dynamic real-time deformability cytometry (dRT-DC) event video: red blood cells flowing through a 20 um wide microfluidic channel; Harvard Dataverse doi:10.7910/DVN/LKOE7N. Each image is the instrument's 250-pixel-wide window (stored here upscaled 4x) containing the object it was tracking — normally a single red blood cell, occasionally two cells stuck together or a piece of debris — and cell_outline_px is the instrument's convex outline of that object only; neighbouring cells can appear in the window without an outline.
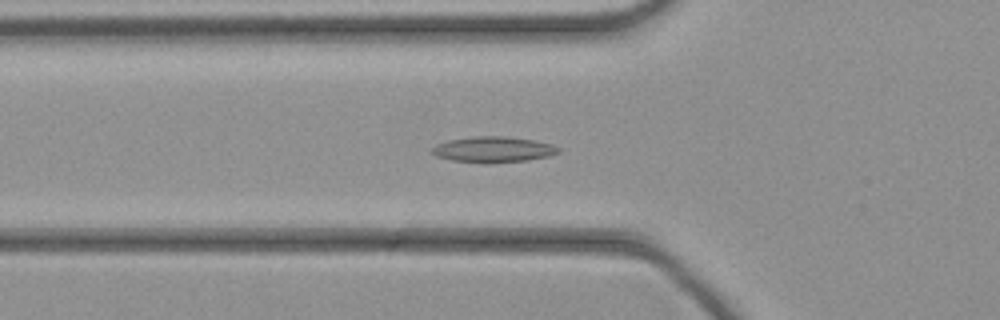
{"species": "common noctule bat (a hibernating species)", "species_latin": "Nyctalus noctula", "temperature_condition": "cold", "stored_images_in_passage": 45, "camera_frame_rate_fps": 3000, "um_per_image_px": 0.085, "animal": {"sex": "female", "body_mass_g": 21.9}, "frame": {"image": 1, "passage_image": 15, "time_ms": 4.667, "image_size_px": [1000, 320], "cell_outline_px": [[560, 152], [548, 156], [528, 160], [488, 164], [484, 164], [452, 160], [436, 156], [432, 152], [432, 148], [436, 144], [448, 140], [472, 136], [504, 136], [536, 140], [552, 144], [560, 148]], "centroid_in_image_um": [41.94, 12.71], "position_along_channel_um": 83.9, "area_um2": 19.25}}
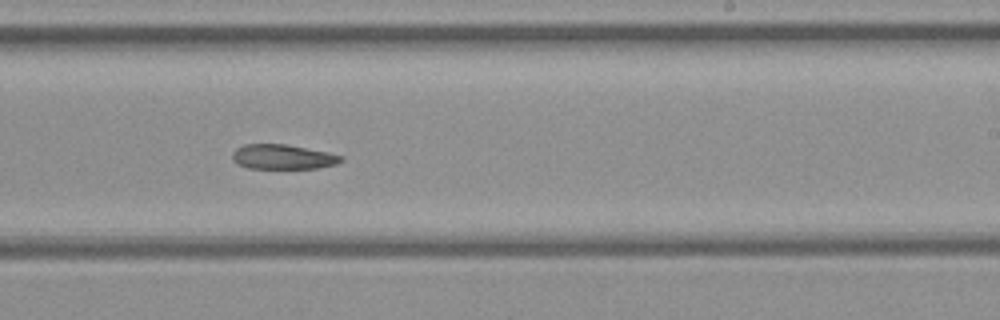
{"frame": {"image": 2, "passage_image": 27, "time_ms": 8.667, "image_size_px": [1000, 320], "cell_outline_px": [[344, 160], [336, 164], [320, 168], [248, 168], [236, 164], [232, 160], [232, 152], [236, 148], [244, 144], [284, 144], [328, 152], [344, 156]], "centroid_in_image_um": [24.03, 13.33], "position_along_channel_um": 265.0, "area_um2": 15.78}}
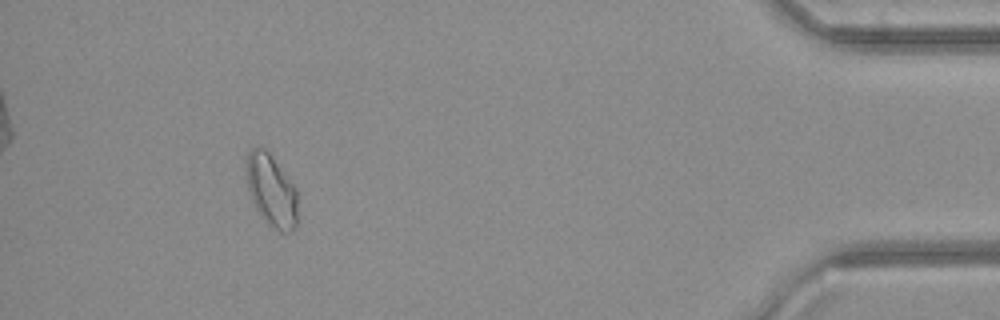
{"frame": {"image": 3, "passage_image": 41, "time_ms": 13.333, "image_size_px": [1000, 320], "cell_outline_px": [[296, 228], [288, 232], [280, 232], [268, 224], [260, 216], [252, 200], [248, 188], [244, 172], [244, 156], [256, 144], [264, 148], [268, 152], [296, 188]], "centroid_in_image_um": [23.0, 16.14], "position_along_channel_um": 412.2, "area_um2": 21.85}}